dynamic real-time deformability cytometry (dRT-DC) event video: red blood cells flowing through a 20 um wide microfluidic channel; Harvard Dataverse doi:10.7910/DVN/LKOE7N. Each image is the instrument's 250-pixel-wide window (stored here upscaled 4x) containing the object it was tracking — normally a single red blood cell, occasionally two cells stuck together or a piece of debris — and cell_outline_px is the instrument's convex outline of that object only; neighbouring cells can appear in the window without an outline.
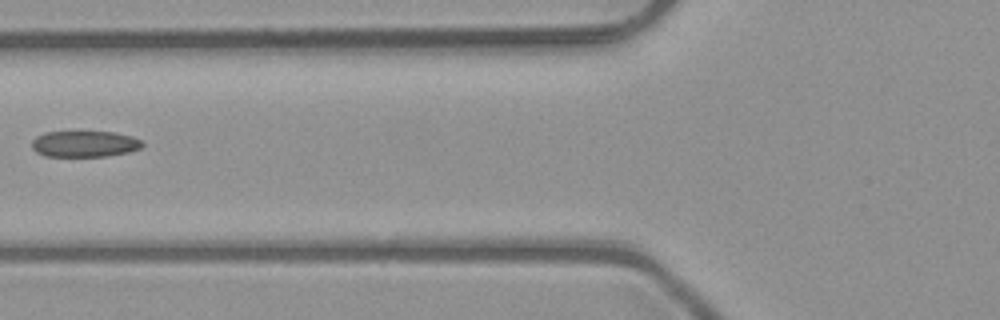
{"species": "common noctule bat (a hibernating species)", "species_latin": "Nyctalus noctula", "temperature_condition": "room temperature", "stored_images_in_passage": 6, "camera_frame_rate_fps": 3000, "um_per_image_px": 0.085, "animal": {"sex": "male", "body_mass_g": 23.1, "forearm_length_mm": 52.7}, "frame": {"image": 1, "passage_image": 6, "time_ms": 1.667, "image_size_px": [1000, 320], "cell_outline_px": [[144, 144], [140, 148], [128, 152], [104, 156], [44, 156], [36, 152], [32, 148], [32, 140], [36, 136], [44, 132], [116, 132], [132, 136], [144, 140]], "centroid_in_image_um": [7.2, 12.22], "position_along_channel_um": 118.6, "area_um2": 16.94}}